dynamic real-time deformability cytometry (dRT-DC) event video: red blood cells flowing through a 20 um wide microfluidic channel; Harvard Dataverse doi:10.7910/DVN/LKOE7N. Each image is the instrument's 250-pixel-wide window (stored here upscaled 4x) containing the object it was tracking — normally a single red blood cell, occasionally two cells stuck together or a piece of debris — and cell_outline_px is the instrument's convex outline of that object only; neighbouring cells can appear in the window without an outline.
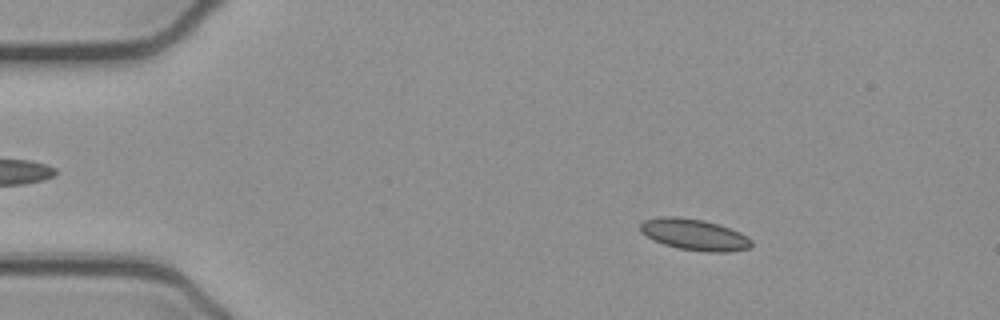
{"species": "common noctule bat (a hibernating species)", "species_latin": "Nyctalus noctula", "temperature_condition": "cold", "stored_images_in_passage": 52, "camera_frame_rate_fps": 3000, "um_per_image_px": 0.085, "animal": {"sex": "female", "body_mass_g": 21.9}, "frame": {"image": 1, "passage_image": 8, "time_ms": 2.333, "image_size_px": [1000, 320], "cell_outline_px": [[752, 248], [728, 252], [708, 252], [676, 248], [652, 240], [640, 232], [640, 224], [644, 220], [660, 216], [676, 216], [704, 220], [740, 232], [748, 236], [752, 240]], "centroid_in_image_um": [59.01, 19.94], "position_along_channel_um": 26.0, "area_um2": 20.46}}
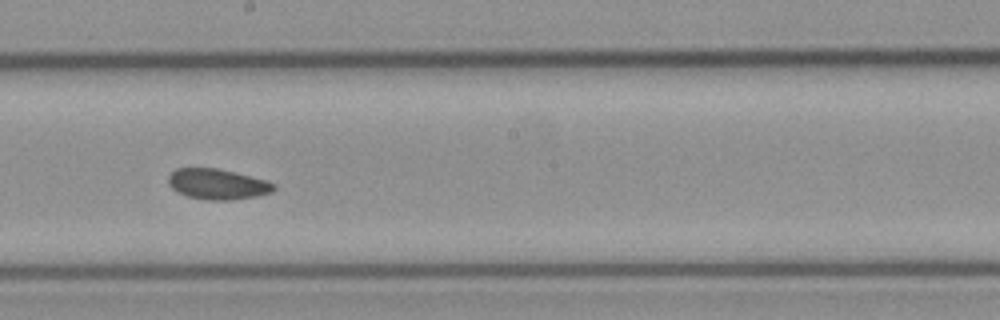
{"frame": {"image": 2, "passage_image": 29, "time_ms": 9.333, "image_size_px": [1000, 320], "cell_outline_px": [[276, 188], [272, 192], [256, 196], [232, 200], [208, 200], [188, 196], [176, 192], [168, 184], [168, 176], [176, 168], [216, 168], [236, 172], [264, 180], [276, 184]], "centroid_in_image_um": [18.47, 15.65], "position_along_channel_um": 229.7, "area_um2": 18.79}}
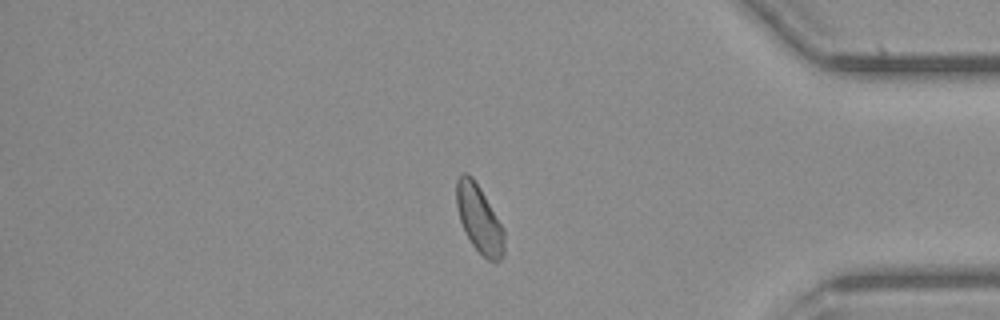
{"frame": {"image": 3, "passage_image": 44, "time_ms": 14.333, "image_size_px": [1000, 320], "cell_outline_px": [[504, 256], [500, 260], [488, 260], [472, 244], [460, 220], [456, 204], [456, 180], [460, 172], [468, 172], [472, 176], [480, 188], [504, 228]], "centroid_in_image_um": [40.73, 18.56], "position_along_channel_um": 394.5, "area_um2": 18.73}, "authors_computed_cell_mechanics": {"area_um2": 18.9006, "velocity_mm_per_s": 3.8818, "shape_relaxation_time_tau1_ms": 6.4661, "shape_relaxation_time_tau2_ms": 3.8437, "deformation_change_tau1": 0.0767, "deformation_change_tau2": 0.092}}